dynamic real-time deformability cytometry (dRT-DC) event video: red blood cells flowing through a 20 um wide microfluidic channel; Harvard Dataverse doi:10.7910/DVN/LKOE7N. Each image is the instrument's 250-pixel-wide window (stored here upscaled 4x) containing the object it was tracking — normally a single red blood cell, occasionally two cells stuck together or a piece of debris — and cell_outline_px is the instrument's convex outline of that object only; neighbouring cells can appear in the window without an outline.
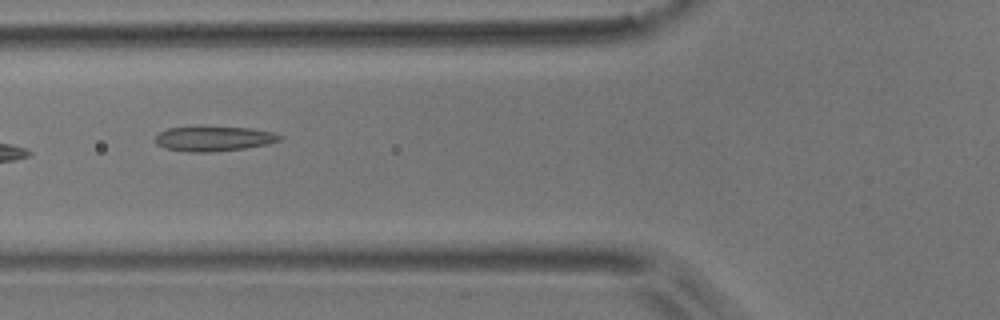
{"species": "common noctule bat (a hibernating species)", "species_latin": "Nyctalus noctula", "temperature_condition": "room temperature", "stored_images_in_passage": 8, "camera_frame_rate_fps": 3000, "um_per_image_px": 0.085, "animal": {"sex": "male", "body_mass_g": 17.9}, "frame": {"image": 1, "passage_image": 6, "time_ms": 1.667, "image_size_px": [1000, 320], "cell_outline_px": [[284, 136], [280, 140], [268, 144], [244, 148], [212, 152], [188, 152], [164, 148], [156, 144], [156, 136], [160, 132], [168, 128], [252, 128], [272, 132]], "centroid_in_image_um": [18.19, 11.81], "position_along_channel_um": 107.6, "area_um2": 17.63}}
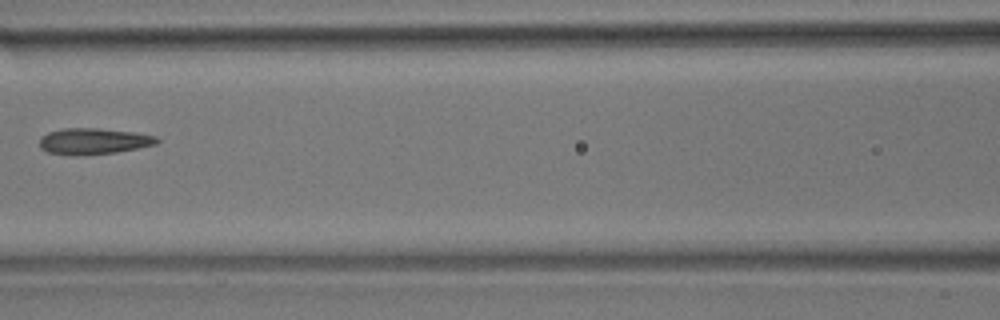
{"frame": {"image": 2, "passage_image": 7, "time_ms": 2.0, "image_size_px": [1000, 320], "cell_outline_px": [[160, 140], [156, 144], [116, 152], [76, 156], [72, 156], [48, 152], [40, 148], [40, 136], [48, 132], [64, 128], [96, 128], [136, 132], [156, 136]], "centroid_in_image_um": [7.93, 12.0], "position_along_channel_um": 158.7, "area_um2": 17.98}}
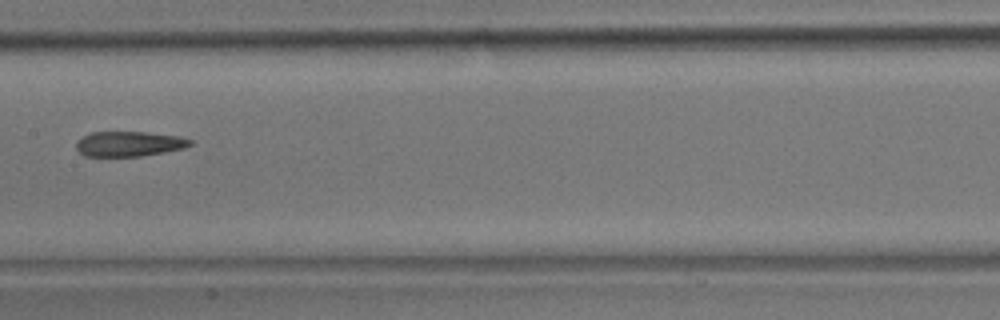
{"frame": {"image": 3, "passage_image": 8, "time_ms": 2.333, "image_size_px": [1000, 320], "cell_outline_px": [[192, 144], [184, 148], [164, 152], [140, 156], [84, 156], [76, 148], [76, 144], [84, 136], [92, 132], [144, 132], [180, 136], [192, 140]], "centroid_in_image_um": [11.0, 12.23], "position_along_channel_um": 196.4, "area_um2": 16.47}}